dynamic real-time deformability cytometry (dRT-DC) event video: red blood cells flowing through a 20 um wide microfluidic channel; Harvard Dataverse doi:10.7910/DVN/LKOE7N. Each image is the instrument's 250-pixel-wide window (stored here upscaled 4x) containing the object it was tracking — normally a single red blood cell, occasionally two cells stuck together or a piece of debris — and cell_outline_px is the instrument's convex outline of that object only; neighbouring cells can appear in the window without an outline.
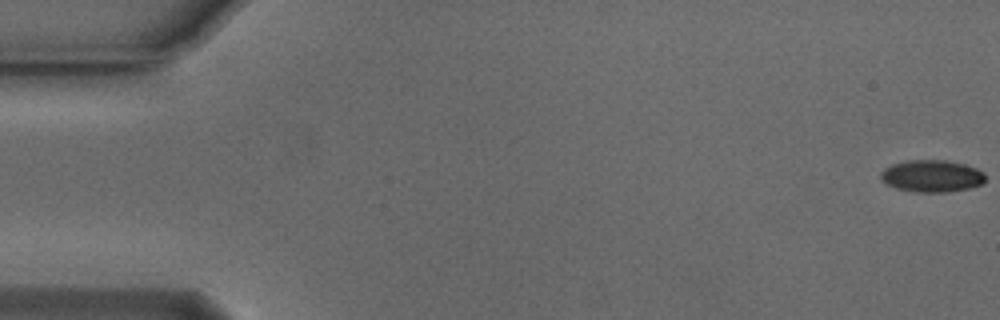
{"species": "Egyptian fruit bat (a non-hibernating species)", "species_latin": "Rousettus aegyptiacus", "temperature_condition": "cold", "stored_images_in_passage": 55, "camera_frame_rate_fps": 3000, "um_per_image_px": 0.085, "animal": {"sex": "male"}, "frame": {"image": 1, "passage_image": 1, "time_ms": 0.0, "image_size_px": [1000, 320], "cell_outline_px": [[984, 184], [972, 188], [948, 192], [916, 192], [896, 188], [880, 180], [880, 172], [884, 168], [892, 164], [908, 160], [944, 160], [964, 164], [976, 168], [984, 172]], "centroid_in_image_um": [79.21, 14.97], "position_along_channel_um": 5.8, "area_um2": 19.71}}
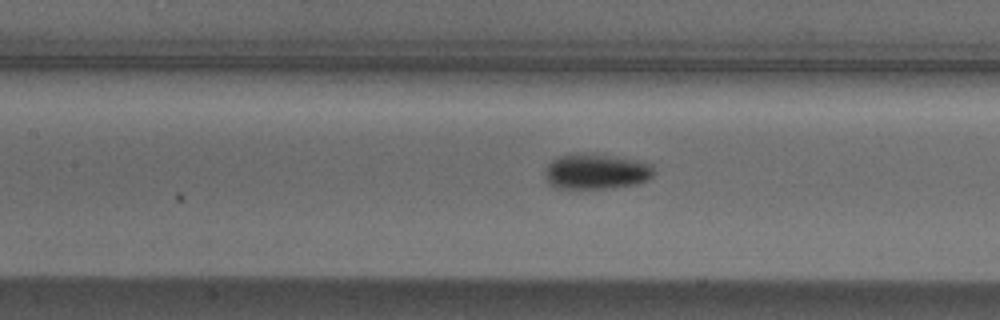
{"frame": {"image": 2, "passage_image": 25, "time_ms": 8.0, "image_size_px": [1000, 320], "cell_outline_px": [[652, 176], [648, 180], [636, 184], [604, 188], [556, 188], [548, 184], [544, 176], [544, 172], [548, 164], [556, 156], [576, 152], [584, 152], [636, 160], [652, 164]], "centroid_in_image_um": [50.6, 14.56], "position_along_channel_um": 156.8, "area_um2": 22.6}}
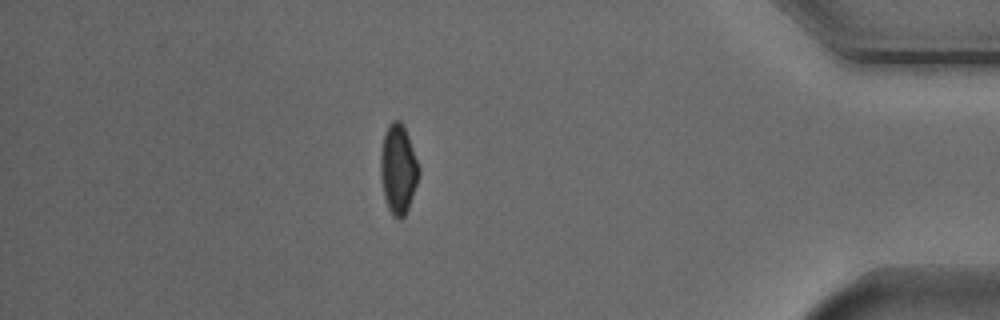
{"frame": {"image": 3, "passage_image": 48, "time_ms": 15.667, "image_size_px": [1000, 320], "cell_outline_px": [[420, 172], [408, 208], [404, 216], [400, 220], [392, 216], [388, 208], [384, 196], [380, 176], [380, 156], [384, 132], [388, 124], [392, 120], [400, 120], [408, 136], [420, 168]], "centroid_in_image_um": [33.83, 14.37], "position_along_channel_um": 401.4, "area_um2": 19.94}, "authors_computed_cell_mechanics": {"area_um2": 20.2878, "velocity_mm_per_s": 3.7655, "shape_relaxation_time_tau1_ms": 3.8931, "shape_relaxation_time_tau2_ms": null, "deformation_change_tau1": 0.0948, "deformation_change_tau2": null}}